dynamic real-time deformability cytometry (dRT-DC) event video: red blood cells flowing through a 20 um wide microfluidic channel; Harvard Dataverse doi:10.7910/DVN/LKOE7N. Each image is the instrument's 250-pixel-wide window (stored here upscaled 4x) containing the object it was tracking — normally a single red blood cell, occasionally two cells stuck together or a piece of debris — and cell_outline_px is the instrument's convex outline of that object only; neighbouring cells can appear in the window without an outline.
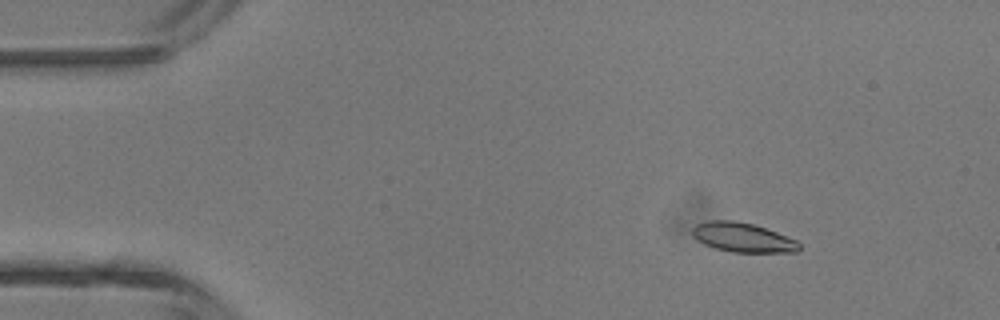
{"species": "common noctule bat (a hibernating species)", "species_latin": "Nyctalus noctula", "temperature_condition": "room temperature", "stored_images_in_passage": 47, "camera_frame_rate_fps": 3000, "um_per_image_px": 0.085, "animal": {"sex": "male", "body_mass_g": 13.3}, "frame": {"image": 1, "passage_image": 7, "time_ms": 2.0, "image_size_px": [1000, 320], "cell_outline_px": [[800, 248], [796, 252], [732, 252], [716, 248], [704, 244], [692, 236], [692, 228], [696, 224], [708, 220], [732, 220], [752, 224], [776, 232], [796, 240], [800, 244]], "centroid_in_image_um": [63.1, 20.18], "position_along_channel_um": 21.9, "area_um2": 18.15}}
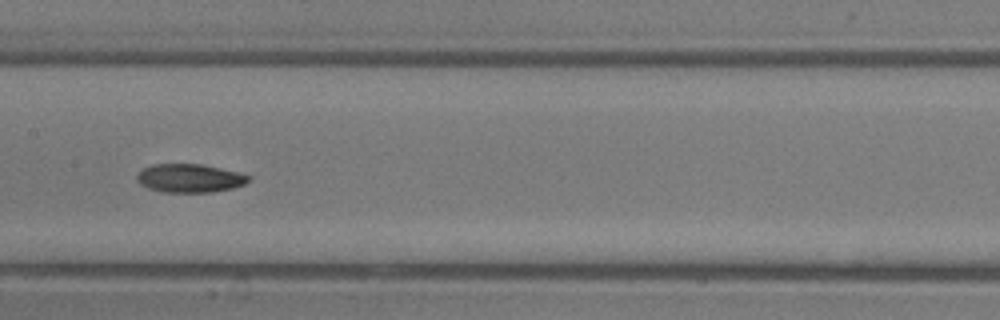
{"frame": {"image": 2, "passage_image": 24, "time_ms": 7.667, "image_size_px": [1000, 320], "cell_outline_px": [[248, 180], [244, 184], [232, 188], [212, 192], [164, 192], [148, 188], [140, 184], [136, 180], [136, 176], [144, 168], [152, 164], [200, 164], [220, 168], [236, 172], [248, 176]], "centroid_in_image_um": [16.07, 15.15], "position_along_channel_um": 191.3, "area_um2": 18.26}}
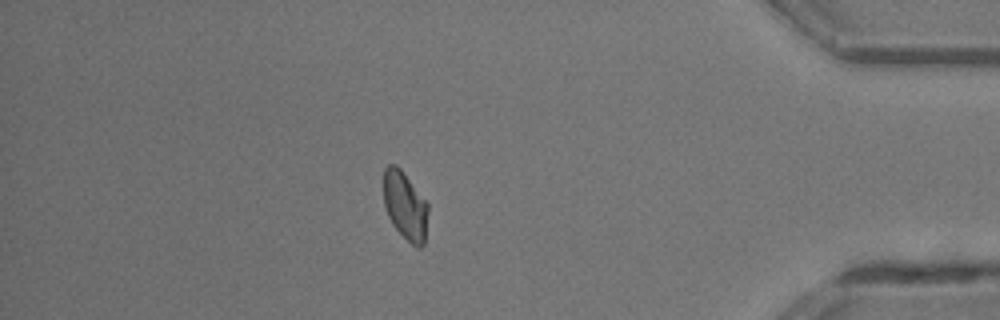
{"frame": {"image": 3, "passage_image": 41, "time_ms": 13.333, "image_size_px": [1000, 320], "cell_outline_px": [[428, 212], [424, 244], [420, 248], [416, 248], [392, 224], [388, 216], [384, 204], [384, 168], [388, 164], [396, 164], [400, 168], [428, 204]], "centroid_in_image_um": [34.43, 17.48], "position_along_channel_um": 400.8, "area_um2": 17.51}, "authors_computed_cell_mechanics": {"area_um2": 18.1492, "velocity_mm_per_s": 4.4538, "shape_relaxation_time_tau1_ms": 3.1464, "shape_relaxation_time_tau2_ms": 3.9294, "deformation_change_tau1": 0.1208, "deformation_change_tau2": 0.0739}}